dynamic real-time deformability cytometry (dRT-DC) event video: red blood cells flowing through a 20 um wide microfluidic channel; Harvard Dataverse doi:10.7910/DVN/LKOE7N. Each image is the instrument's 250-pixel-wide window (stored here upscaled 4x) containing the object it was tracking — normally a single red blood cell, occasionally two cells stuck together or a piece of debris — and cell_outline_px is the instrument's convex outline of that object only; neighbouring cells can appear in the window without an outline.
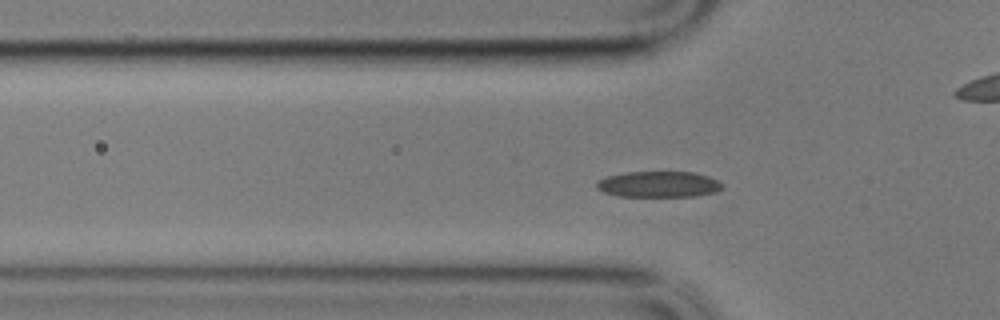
{"species": "common noctule bat (a hibernating species)", "species_latin": "Nyctalus noctula", "temperature_condition": "cold", "stored_images_in_passage": 60, "camera_frame_rate_fps": 3000, "um_per_image_px": 0.085, "animal": {"sex": "male", "body_mass_g": 17.9}, "frame": {"image": 1, "passage_image": 18, "time_ms": 5.667, "image_size_px": [1000, 320], "cell_outline_px": [[724, 188], [716, 192], [696, 196], [620, 196], [604, 192], [596, 188], [596, 180], [608, 176], [628, 172], [692, 172], [708, 176], [724, 184]], "centroid_in_image_um": [56.0, 15.66], "position_along_channel_um": 69.8, "area_um2": 19.02}}
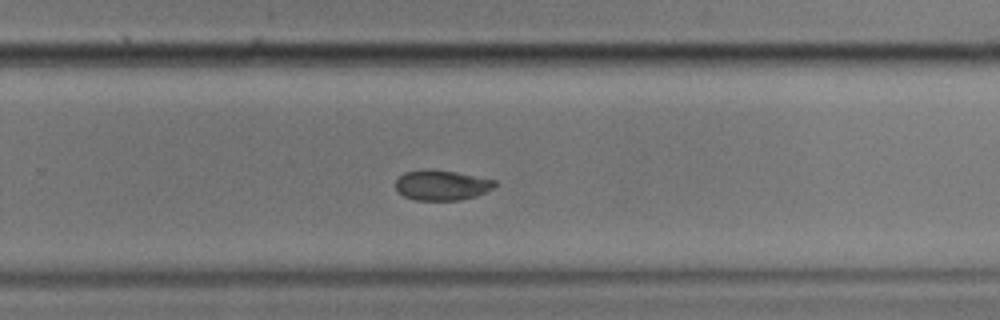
{"frame": {"image": 2, "passage_image": 38, "time_ms": 12.333, "image_size_px": [1000, 320], "cell_outline_px": [[496, 184], [492, 188], [476, 196], [460, 200], [416, 200], [404, 196], [396, 192], [396, 180], [404, 172], [420, 168], [428, 168], [456, 172], [496, 180]], "centroid_in_image_um": [37.49, 15.72], "position_along_channel_um": 292.3, "area_um2": 17.63}}
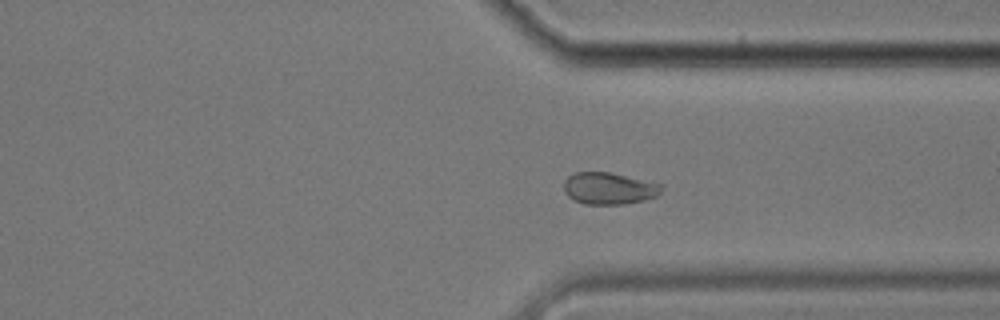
{"frame": {"image": 3, "passage_image": 44, "time_ms": 14.333, "image_size_px": [1000, 320], "cell_outline_px": [[664, 188], [656, 196], [644, 200], [624, 204], [584, 204], [568, 196], [564, 192], [564, 180], [568, 176], [576, 172], [608, 172], [664, 184]], "centroid_in_image_um": [51.78, 16.01], "position_along_channel_um": 359.6, "area_um2": 18.15}, "authors_computed_cell_mechanics": {"area_um2": 18.8139, "velocity_mm_per_s": 3.3401, "shape_relaxation_time_tau1_ms": 5.4952, "shape_relaxation_time_tau2_ms": 4.8881, "deformation_change_tau1": 0.1225, "deformation_change_tau2": 0.0597}}